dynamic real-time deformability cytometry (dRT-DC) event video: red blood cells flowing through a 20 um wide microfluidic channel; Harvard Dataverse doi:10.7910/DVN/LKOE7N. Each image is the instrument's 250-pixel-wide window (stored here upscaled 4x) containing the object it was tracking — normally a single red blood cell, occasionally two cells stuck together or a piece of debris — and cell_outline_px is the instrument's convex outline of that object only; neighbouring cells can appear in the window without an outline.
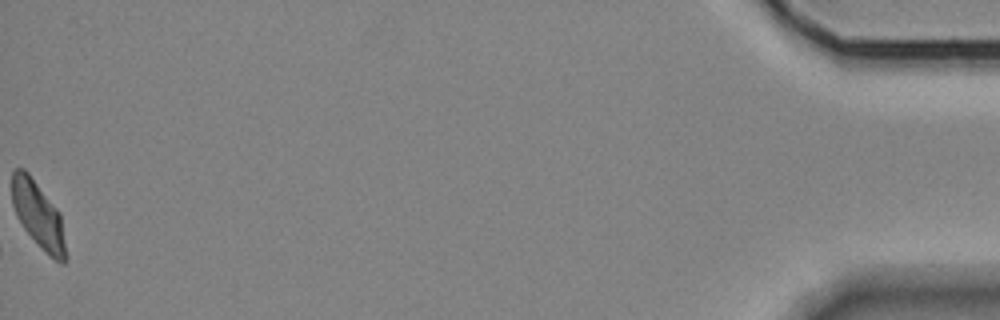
{"species": "Egyptian fruit bat (a non-hibernating species)", "species_latin": "Rousettus aegyptiacus", "temperature_condition": "room temperature", "stored_images_in_passage": 41, "camera_frame_rate_fps": 3000, "um_per_image_px": 0.085, "animal": {"sex": "female"}, "frame": {"image": 1, "passage_image": 41, "time_ms": 13.333, "image_size_px": [1000, 320], "cell_outline_px": [[68, 260], [64, 264], [60, 264], [24, 228], [16, 216], [12, 204], [12, 172], [16, 168], [24, 168], [28, 172], [60, 212], [68, 256]], "centroid_in_image_um": [3.27, 18.25], "position_along_channel_um": 431.9, "area_um2": 20.63}, "authors_computed_cell_mechanics": {"area_um2": 21.675, "velocity_mm_per_s": 3.577, "shape_relaxation_time_tau1_ms": 6.2017, "shape_relaxation_time_tau2_ms": 3.3998, "deformation_change_tau1": 0.1835, "deformation_change_tau2": 0.0961}}